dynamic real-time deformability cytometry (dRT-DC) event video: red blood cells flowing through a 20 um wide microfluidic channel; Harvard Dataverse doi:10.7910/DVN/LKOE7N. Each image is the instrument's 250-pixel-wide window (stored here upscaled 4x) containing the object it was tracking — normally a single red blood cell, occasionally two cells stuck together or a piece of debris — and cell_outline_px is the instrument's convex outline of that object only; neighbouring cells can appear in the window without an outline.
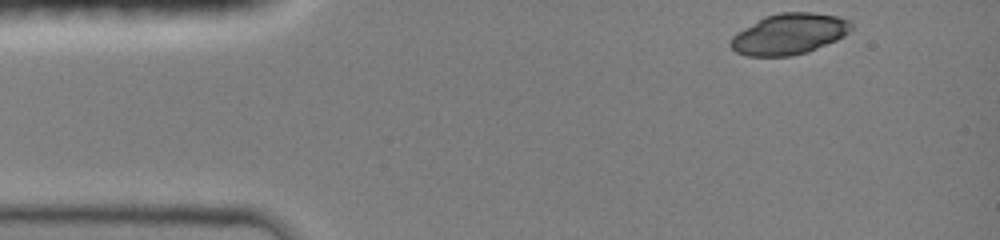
{"species": "common noctule bat (a hibernating species)", "species_latin": "Nyctalus noctula", "temperature_condition": "room temperature", "stored_images_in_passage": 11, "camera_frame_rate_fps": 3000, "um_per_image_px": 0.085, "animal": {"sex": "female", "body_mass_g": 19.0, "forearm_length_mm": 51.5}, "frame": {"image": 1, "passage_image": 1, "time_ms": 0.0, "image_size_px": [1000, 240], "cell_outline_px": [[852, 28], [844, 36], [836, 40], [808, 52], [792, 56], [748, 56], [736, 52], [728, 44], [732, 36], [736, 32], [764, 16], [780, 12], [812, 12], [836, 16], [852, 20]], "centroid_in_image_um": [67.07, 2.88], "position_along_channel_um": 17.9, "area_um2": 28.96}}